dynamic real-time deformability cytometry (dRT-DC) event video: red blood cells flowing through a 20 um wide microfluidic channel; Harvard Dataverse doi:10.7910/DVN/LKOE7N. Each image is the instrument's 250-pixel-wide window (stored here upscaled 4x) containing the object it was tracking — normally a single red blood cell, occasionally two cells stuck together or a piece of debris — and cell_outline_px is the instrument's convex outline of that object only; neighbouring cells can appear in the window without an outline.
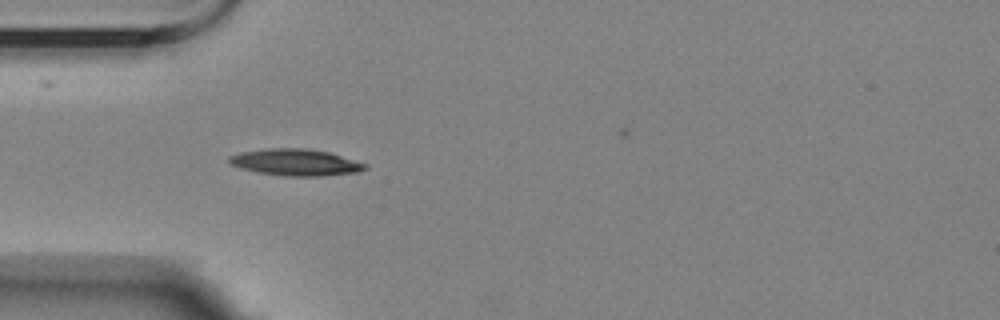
{"species": "Egyptian fruit bat (a non-hibernating species)", "species_latin": "Rousettus aegyptiacus", "temperature_condition": "room temperature", "stored_images_in_passage": 7, "camera_frame_rate_fps": 3000, "um_per_image_px": 0.085, "animal": {"sex": "female"}, "frame": {"image": 1, "passage_image": 5, "time_ms": 4.667, "image_size_px": [1000, 320], "cell_outline_px": [[368, 168], [356, 172], [324, 176], [288, 176], [256, 172], [240, 168], [232, 164], [228, 160], [228, 156], [240, 152], [268, 148], [304, 148], [328, 152], [368, 164]], "centroid_in_image_um": [25.12, 13.8], "position_along_channel_um": 59.9, "area_um2": 21.04}}
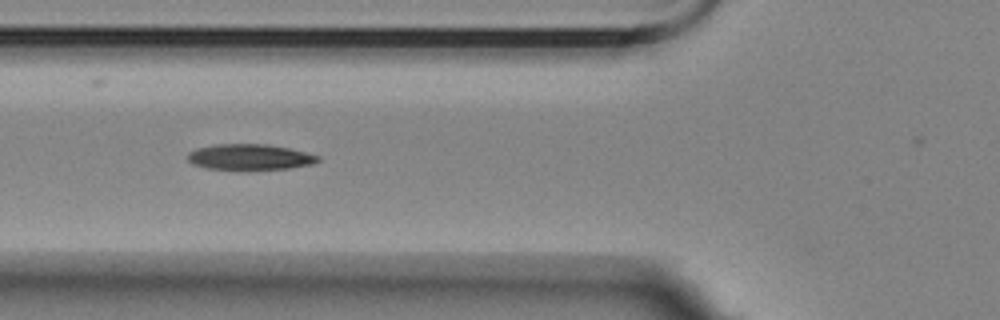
{"frame": {"image": 2, "passage_image": 6, "time_ms": 6.0, "image_size_px": [1000, 320], "cell_outline_px": [[320, 160], [312, 164], [288, 168], [244, 172], [208, 168], [192, 164], [188, 160], [188, 152], [196, 148], [220, 144], [264, 144], [288, 148], [320, 156]], "centroid_in_image_um": [21.21, 13.38], "position_along_channel_um": 104.6, "area_um2": 20.06}}
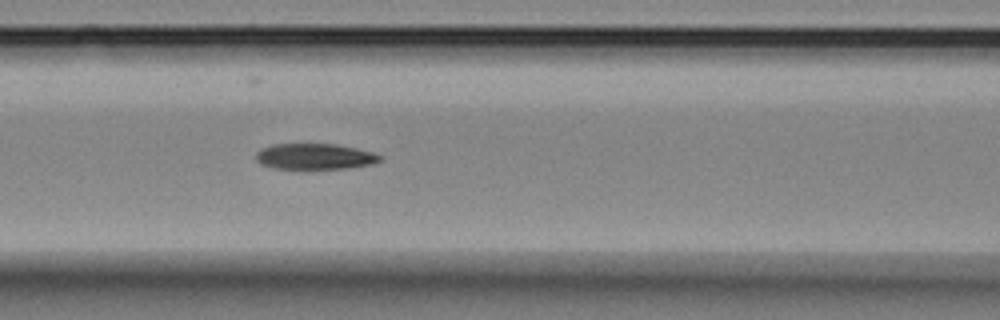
{"frame": {"image": 3, "passage_image": 7, "time_ms": 7.0, "image_size_px": [1000, 320], "cell_outline_px": [[384, 160], [372, 164], [348, 168], [272, 168], [260, 164], [256, 160], [256, 152], [272, 144], [336, 144], [356, 148], [372, 152], [384, 156]], "centroid_in_image_um": [26.8, 13.3], "position_along_channel_um": 139.8, "area_um2": 18.67}}